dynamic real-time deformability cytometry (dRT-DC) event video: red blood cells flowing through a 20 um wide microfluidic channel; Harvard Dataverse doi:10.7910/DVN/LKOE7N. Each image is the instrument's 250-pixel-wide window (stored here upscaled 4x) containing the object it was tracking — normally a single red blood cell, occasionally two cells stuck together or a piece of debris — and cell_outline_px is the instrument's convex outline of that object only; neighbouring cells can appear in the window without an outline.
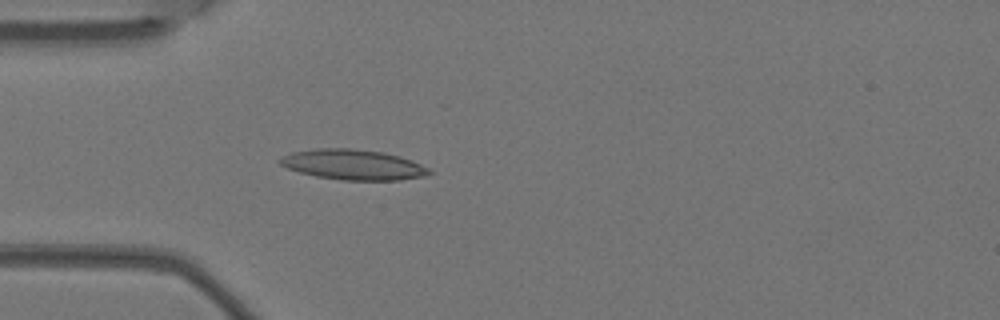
{"species": "Egyptian fruit bat (a non-hibernating species)", "species_latin": "Rousettus aegyptiacus", "temperature_condition": "warm", "stored_images_in_passage": 4, "camera_frame_rate_fps": 3000, "um_per_image_px": 0.085, "animal": {"sex": "female"}, "frame": {"image": 1, "passage_image": 3, "time_ms": 0.667, "image_size_px": [1000, 320], "cell_outline_px": [[432, 172], [424, 176], [400, 180], [340, 180], [316, 176], [300, 172], [288, 168], [280, 164], [276, 160], [280, 156], [292, 152], [316, 148], [352, 148], [384, 152], [400, 156], [412, 160], [428, 168]], "centroid_in_image_um": [29.99, 13.98], "position_along_channel_um": 55.0, "area_um2": 26.47}}